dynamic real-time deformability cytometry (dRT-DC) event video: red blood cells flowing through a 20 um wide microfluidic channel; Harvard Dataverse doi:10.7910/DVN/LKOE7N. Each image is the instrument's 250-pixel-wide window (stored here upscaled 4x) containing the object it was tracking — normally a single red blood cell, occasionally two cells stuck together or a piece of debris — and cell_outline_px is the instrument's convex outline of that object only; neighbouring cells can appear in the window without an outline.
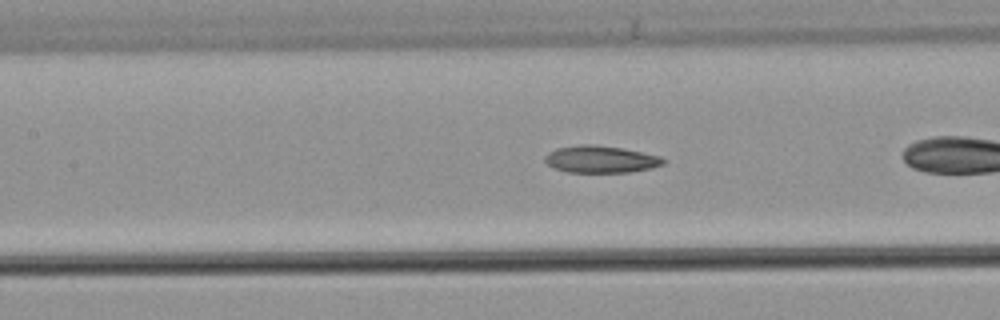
{"species": "common noctule bat (a hibernating species)", "species_latin": "Nyctalus noctula", "temperature_condition": "warm", "stored_images_in_passage": 25, "camera_frame_rate_fps": 3000, "um_per_image_px": 0.085, "animal": {"sex": "male", "body_mass_g": 21.5, "forearm_length_mm": 52.0}, "frame": {"image": 1, "passage_image": 8, "time_ms": 2.333, "image_size_px": [1000, 320], "cell_outline_px": [[664, 164], [648, 168], [628, 172], [568, 172], [556, 168], [548, 164], [544, 160], [544, 156], [548, 152], [556, 148], [580, 144], [596, 144], [624, 148], [660, 156], [664, 160]], "centroid_in_image_um": [51.02, 13.52], "position_along_channel_um": 156.4, "area_um2": 18.61}}